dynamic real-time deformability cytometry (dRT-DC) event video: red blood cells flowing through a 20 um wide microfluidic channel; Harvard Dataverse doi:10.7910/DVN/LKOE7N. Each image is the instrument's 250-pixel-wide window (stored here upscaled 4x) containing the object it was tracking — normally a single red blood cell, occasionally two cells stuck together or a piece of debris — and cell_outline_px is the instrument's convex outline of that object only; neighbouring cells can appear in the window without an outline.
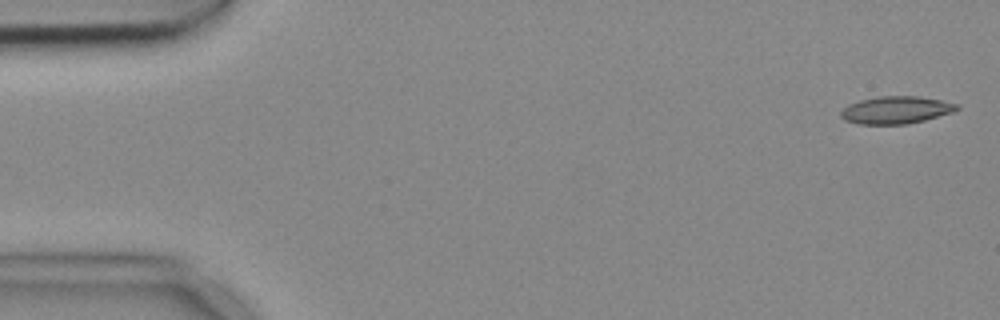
{"species": "common noctule bat (a hibernating species)", "species_latin": "Nyctalus noctula", "temperature_condition": "cold", "stored_images_in_passage": 4, "camera_frame_rate_fps": 3000, "um_per_image_px": 0.085, "animal": {"sex": "female", "body_mass_g": 18.4}, "frame": {"image": 1, "passage_image": 1, "time_ms": 0.0, "image_size_px": [1000, 320], "cell_outline_px": [[960, 108], [952, 112], [924, 120], [908, 124], [856, 124], [844, 120], [840, 116], [840, 112], [848, 104], [860, 100], [876, 96], [916, 96], [940, 100], [960, 104]], "centroid_in_image_um": [76.14, 9.35], "position_along_channel_um": 8.9, "area_um2": 18.61}}
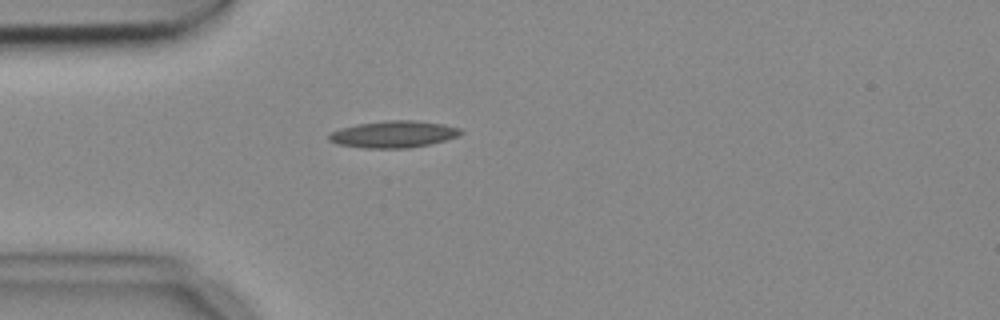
{"frame": {"image": 2, "passage_image": 4, "time_ms": 1.0, "image_size_px": [1000, 320], "cell_outline_px": [[464, 132], [460, 136], [428, 144], [408, 148], [364, 148], [336, 144], [328, 140], [328, 132], [340, 128], [356, 124], [384, 120], [416, 120], [444, 124], [460, 128]], "centroid_in_image_um": [33.42, 11.4], "position_along_channel_um": 51.6, "area_um2": 20.87}}